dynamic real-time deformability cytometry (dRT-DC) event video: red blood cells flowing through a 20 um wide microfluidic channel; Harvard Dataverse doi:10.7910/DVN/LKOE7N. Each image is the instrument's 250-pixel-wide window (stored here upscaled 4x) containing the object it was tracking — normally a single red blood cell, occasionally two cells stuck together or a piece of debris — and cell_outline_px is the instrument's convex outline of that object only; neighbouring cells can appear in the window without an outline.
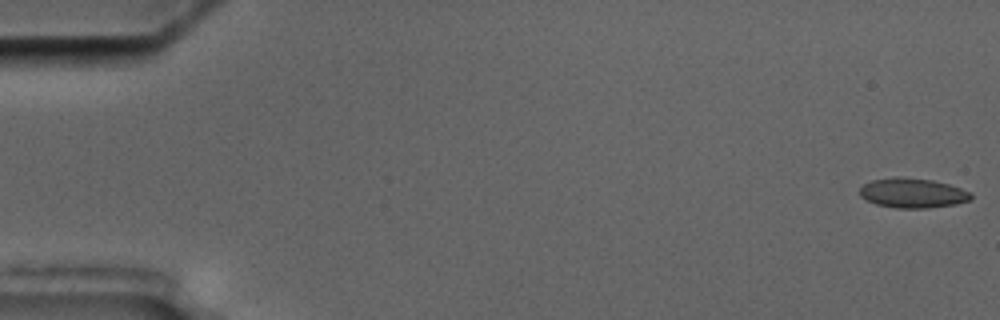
{"species": "common noctule bat (a hibernating species)", "species_latin": "Nyctalus noctula", "temperature_condition": "cold", "stored_images_in_passage": 5, "camera_frame_rate_fps": 3000, "um_per_image_px": 0.085, "animal": {"sex": "male", "body_mass_g": 17.5, "forearm_length_mm": 52.3}, "frame": {"image": 1, "passage_image": 1, "time_ms": 0.0, "image_size_px": [1000, 320], "cell_outline_px": [[972, 200], [956, 204], [928, 208], [896, 208], [876, 204], [860, 196], [860, 188], [864, 184], [872, 180], [896, 176], [932, 180], [948, 184], [972, 192]], "centroid_in_image_um": [77.6, 16.41], "position_along_channel_um": 7.4, "area_um2": 19.31}}